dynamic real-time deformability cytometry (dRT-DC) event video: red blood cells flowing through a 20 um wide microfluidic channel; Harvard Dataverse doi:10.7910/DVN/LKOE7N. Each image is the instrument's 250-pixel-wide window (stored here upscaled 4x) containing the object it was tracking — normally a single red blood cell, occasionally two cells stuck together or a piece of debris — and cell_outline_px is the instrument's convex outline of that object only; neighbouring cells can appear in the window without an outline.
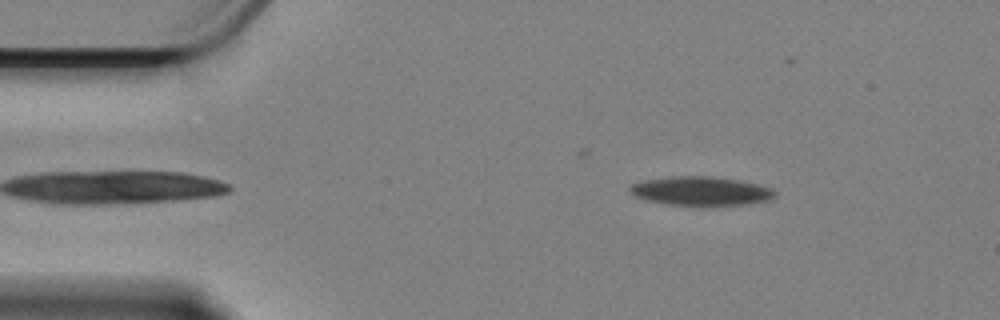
{"species": "Egyptian fruit bat (a non-hibernating species)", "species_latin": "Rousettus aegyptiacus", "temperature_condition": "cold", "stored_images_in_passage": 44, "camera_frame_rate_fps": 3000, "um_per_image_px": 0.085, "animal": {"sex": "female"}, "frame": {"image": 1, "passage_image": 3, "time_ms": 0.667, "image_size_px": [1000, 320], "cell_outline_px": [[776, 196], [772, 200], [752, 204], [708, 208], [704, 208], [668, 204], [648, 200], [636, 196], [628, 188], [632, 184], [644, 180], [672, 176], [712, 176], [740, 180], [772, 188], [776, 192]], "centroid_in_image_um": [59.67, 16.28], "position_along_channel_um": 25.3, "area_um2": 25.37}}
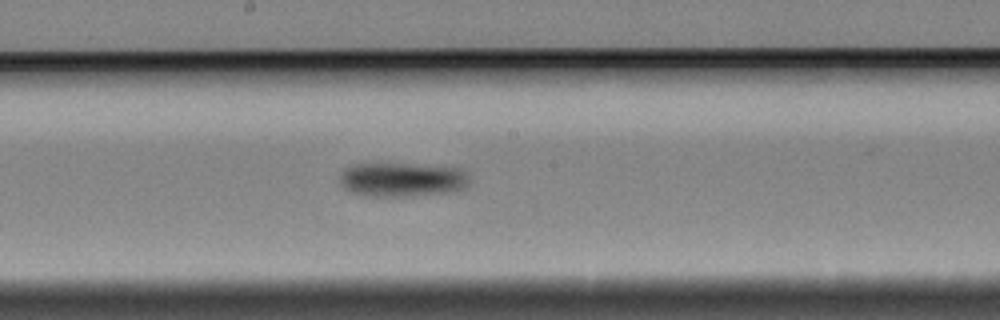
{"frame": {"image": 2, "passage_image": 25, "time_ms": 8.0, "image_size_px": [1000, 320], "cell_outline_px": [[468, 184], [464, 188], [448, 192], [404, 196], [364, 196], [352, 192], [344, 188], [340, 180], [340, 176], [344, 168], [356, 164], [412, 164], [464, 168], [468, 176]], "centroid_in_image_um": [34.19, 15.26], "position_along_channel_um": 214.0, "area_um2": 25.72}}
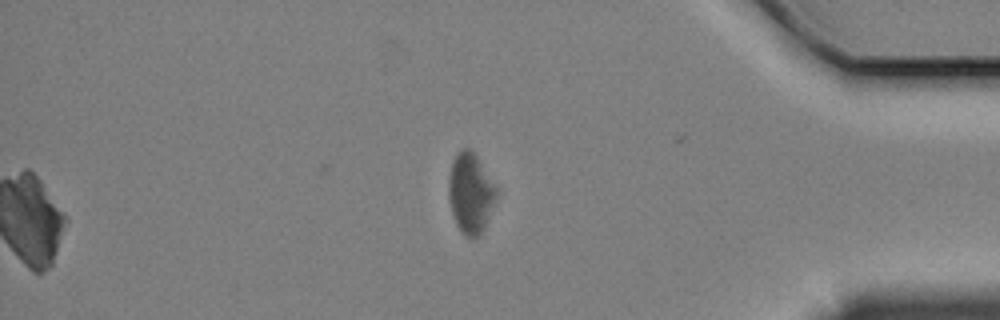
{"frame": {"image": 3, "passage_image": 44, "time_ms": 14.333, "image_size_px": [1000, 320], "cell_outline_px": [[496, 196], [484, 228], [476, 236], [464, 236], [460, 232], [456, 224], [448, 200], [448, 180], [452, 160], [456, 152], [460, 148], [468, 148], [476, 156], [496, 188]], "centroid_in_image_um": [39.94, 16.4], "position_along_channel_um": 395.3, "area_um2": 21.91}, "authors_computed_cell_mechanics": {"area_um2": 25.5476, "velocity_mm_per_s": 3.341, "shape_relaxation_time_tau1_ms": 2.525, "shape_relaxation_time_tau2_ms": null, "deformation_change_tau1": 0.0883, "deformation_change_tau2": null}}